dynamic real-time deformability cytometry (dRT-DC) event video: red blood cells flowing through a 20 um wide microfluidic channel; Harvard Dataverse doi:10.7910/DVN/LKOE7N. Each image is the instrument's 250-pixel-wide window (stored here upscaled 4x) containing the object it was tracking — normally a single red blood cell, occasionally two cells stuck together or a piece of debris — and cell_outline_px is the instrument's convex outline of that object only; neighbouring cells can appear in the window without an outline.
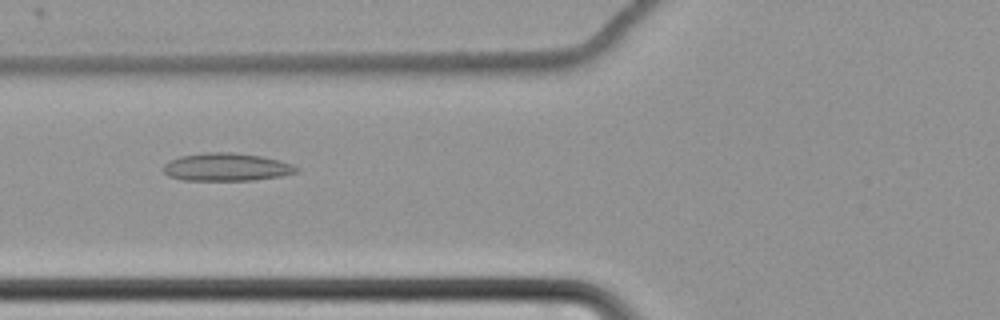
{"species": "common noctule bat (a hibernating species)", "species_latin": "Nyctalus noctula", "temperature_condition": "cold", "stored_images_in_passage": 49, "camera_frame_rate_fps": 3000, "um_per_image_px": 0.085, "animal": {"sex": "female", "body_mass_g": 22.7, "forearm_length_mm": 54.2}, "frame": {"image": 1, "passage_image": 12, "time_ms": 3.667, "image_size_px": [1000, 320], "cell_outline_px": [[300, 168], [296, 172], [280, 176], [252, 180], [184, 180], [168, 176], [164, 172], [164, 164], [168, 160], [180, 156], [208, 152], [232, 152], [260, 156], [280, 160], [292, 164]], "centroid_in_image_um": [19.24, 14.19], "position_along_channel_um": 106.6, "area_um2": 21.56}}
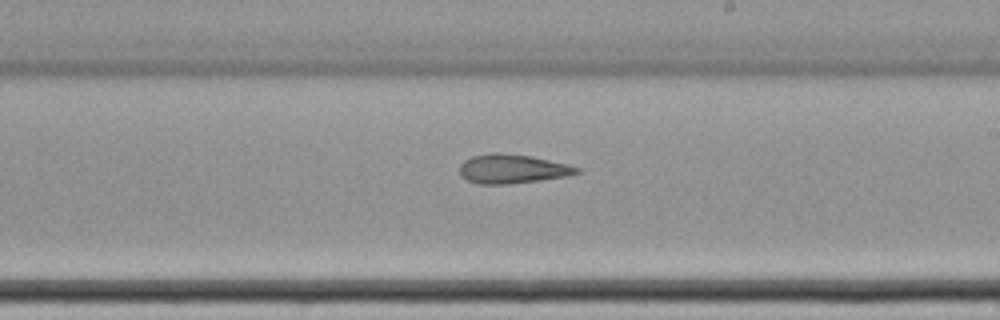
{"frame": {"image": 2, "passage_image": 24, "time_ms": 7.667, "image_size_px": [1000, 320], "cell_outline_px": [[580, 172], [568, 176], [540, 180], [508, 184], [476, 184], [464, 180], [460, 176], [460, 164], [464, 160], [472, 156], [488, 152], [500, 152], [532, 156], [568, 164], [580, 168]], "centroid_in_image_um": [43.5, 14.35], "position_along_channel_um": 245.5, "area_um2": 20.23}}
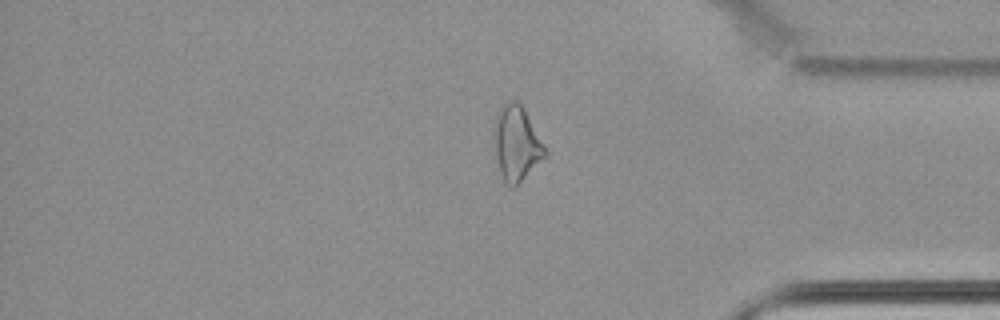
{"frame": {"image": 3, "passage_image": 38, "time_ms": 12.333, "image_size_px": [1000, 320], "cell_outline_px": [[548, 156], [516, 188], [512, 188], [504, 180], [500, 172], [492, 140], [496, 112], [508, 100], [516, 100], [524, 108], [544, 144], [548, 152]], "centroid_in_image_um": [43.91, 12.22], "position_along_channel_um": 391.3, "area_um2": 22.83}}